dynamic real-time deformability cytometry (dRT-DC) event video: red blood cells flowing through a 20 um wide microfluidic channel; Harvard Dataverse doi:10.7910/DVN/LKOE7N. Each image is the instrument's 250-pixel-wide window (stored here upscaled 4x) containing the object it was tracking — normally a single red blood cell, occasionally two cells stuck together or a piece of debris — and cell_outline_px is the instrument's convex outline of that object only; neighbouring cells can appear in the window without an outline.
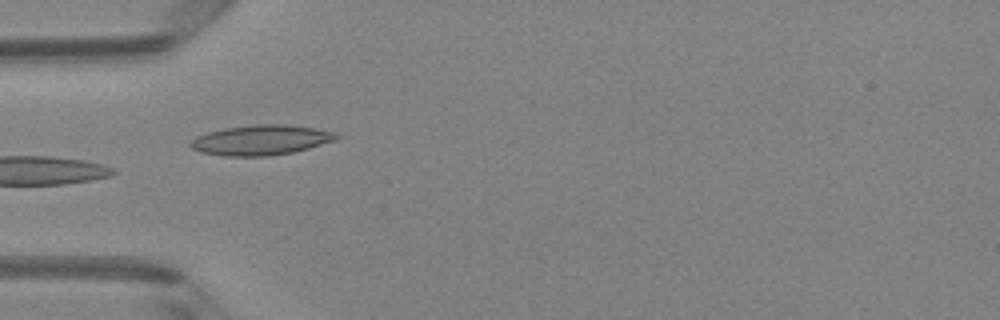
{"species": "Egyptian fruit bat (a non-hibernating species)", "species_latin": "Rousettus aegyptiacus", "temperature_condition": "room temperature", "stored_images_in_passage": 7, "camera_frame_rate_fps": 3000, "um_per_image_px": 0.085, "animal": {"sex": "female"}, "frame": {"image": 1, "passage_image": 4, "time_ms": 1.0, "image_size_px": [1000, 320], "cell_outline_px": [[340, 136], [336, 140], [308, 148], [292, 152], [268, 156], [224, 156], [200, 152], [192, 148], [188, 144], [196, 136], [208, 132], [224, 128], [252, 124], [284, 124], [316, 128], [332, 132]], "centroid_in_image_um": [22.15, 11.9], "position_along_channel_um": 62.8, "area_um2": 25.55}}
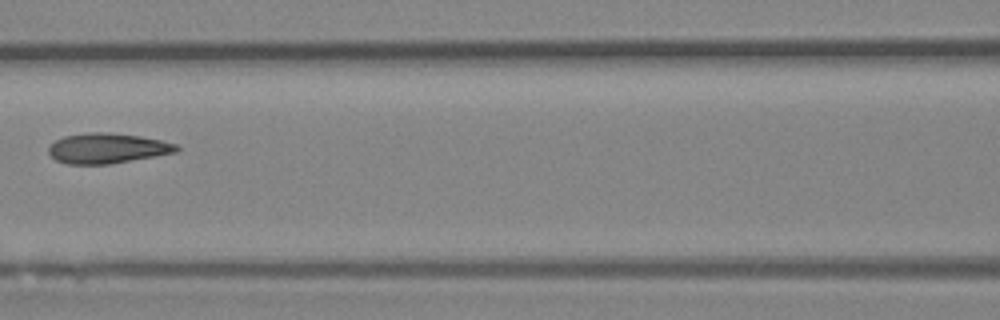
{"frame": {"image": 2, "passage_image": 6, "time_ms": 1.667, "image_size_px": [1000, 320], "cell_outline_px": [[180, 148], [176, 152], [108, 164], [68, 164], [56, 160], [48, 152], [48, 148], [56, 140], [64, 136], [88, 132], [112, 132], [140, 136], [160, 140], [176, 144]], "centroid_in_image_um": [9.1, 12.59], "position_along_channel_um": 157.5, "area_um2": 22.31}}
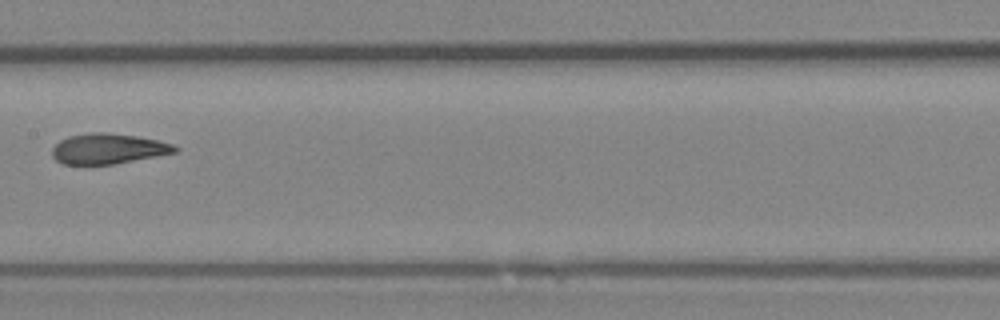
{"frame": {"image": 3, "passage_image": 7, "time_ms": 2.0, "image_size_px": [1000, 320], "cell_outline_px": [[180, 148], [176, 152], [156, 156], [112, 164], [64, 164], [56, 160], [52, 156], [52, 148], [60, 140], [68, 136], [92, 132], [108, 132], [136, 136], [156, 140], [172, 144]], "centroid_in_image_um": [9.17, 12.63], "position_along_channel_um": 198.2, "area_um2": 21.56}}